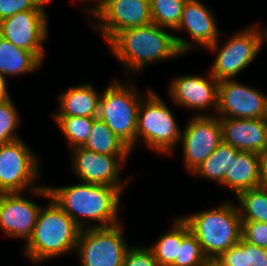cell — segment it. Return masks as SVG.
Returning a JSON list of instances; mask_svg holds the SVG:
<instances>
[{
  "mask_svg": "<svg viewBox=\"0 0 267 266\" xmlns=\"http://www.w3.org/2000/svg\"><path fill=\"white\" fill-rule=\"evenodd\" d=\"M42 62L30 51L19 48L0 35V74L19 75L33 72Z\"/></svg>",
  "mask_w": 267,
  "mask_h": 266,
  "instance_id": "21",
  "label": "cell"
},
{
  "mask_svg": "<svg viewBox=\"0 0 267 266\" xmlns=\"http://www.w3.org/2000/svg\"><path fill=\"white\" fill-rule=\"evenodd\" d=\"M204 266H218L214 261H209L207 264Z\"/></svg>",
  "mask_w": 267,
  "mask_h": 266,
  "instance_id": "38",
  "label": "cell"
},
{
  "mask_svg": "<svg viewBox=\"0 0 267 266\" xmlns=\"http://www.w3.org/2000/svg\"><path fill=\"white\" fill-rule=\"evenodd\" d=\"M216 26L215 18L208 7L199 0H187L176 30L186 29L196 44L205 49L218 50L219 30Z\"/></svg>",
  "mask_w": 267,
  "mask_h": 266,
  "instance_id": "18",
  "label": "cell"
},
{
  "mask_svg": "<svg viewBox=\"0 0 267 266\" xmlns=\"http://www.w3.org/2000/svg\"><path fill=\"white\" fill-rule=\"evenodd\" d=\"M242 238L253 245L267 249V223L242 221Z\"/></svg>",
  "mask_w": 267,
  "mask_h": 266,
  "instance_id": "31",
  "label": "cell"
},
{
  "mask_svg": "<svg viewBox=\"0 0 267 266\" xmlns=\"http://www.w3.org/2000/svg\"><path fill=\"white\" fill-rule=\"evenodd\" d=\"M55 121L63 131L70 146H83L93 126L94 117L54 116Z\"/></svg>",
  "mask_w": 267,
  "mask_h": 266,
  "instance_id": "28",
  "label": "cell"
},
{
  "mask_svg": "<svg viewBox=\"0 0 267 266\" xmlns=\"http://www.w3.org/2000/svg\"><path fill=\"white\" fill-rule=\"evenodd\" d=\"M21 194L0 193V227L8 236L23 238L27 242L41 208Z\"/></svg>",
  "mask_w": 267,
  "mask_h": 266,
  "instance_id": "15",
  "label": "cell"
},
{
  "mask_svg": "<svg viewBox=\"0 0 267 266\" xmlns=\"http://www.w3.org/2000/svg\"><path fill=\"white\" fill-rule=\"evenodd\" d=\"M138 93L134 85L114 81L99 101L98 117L130 150L136 146L138 109L142 100Z\"/></svg>",
  "mask_w": 267,
  "mask_h": 266,
  "instance_id": "5",
  "label": "cell"
},
{
  "mask_svg": "<svg viewBox=\"0 0 267 266\" xmlns=\"http://www.w3.org/2000/svg\"><path fill=\"white\" fill-rule=\"evenodd\" d=\"M30 189L34 195L47 196L51 201L47 208L39 211L25 254L39 263L75 251L81 228L50 198L47 186Z\"/></svg>",
  "mask_w": 267,
  "mask_h": 266,
  "instance_id": "2",
  "label": "cell"
},
{
  "mask_svg": "<svg viewBox=\"0 0 267 266\" xmlns=\"http://www.w3.org/2000/svg\"><path fill=\"white\" fill-rule=\"evenodd\" d=\"M173 226L150 248L158 266H171L175 259H178V245H181L180 217L175 220Z\"/></svg>",
  "mask_w": 267,
  "mask_h": 266,
  "instance_id": "26",
  "label": "cell"
},
{
  "mask_svg": "<svg viewBox=\"0 0 267 266\" xmlns=\"http://www.w3.org/2000/svg\"><path fill=\"white\" fill-rule=\"evenodd\" d=\"M262 33V39L267 40V29L264 31V32H261Z\"/></svg>",
  "mask_w": 267,
  "mask_h": 266,
  "instance_id": "39",
  "label": "cell"
},
{
  "mask_svg": "<svg viewBox=\"0 0 267 266\" xmlns=\"http://www.w3.org/2000/svg\"><path fill=\"white\" fill-rule=\"evenodd\" d=\"M90 15L107 43L123 29L152 23L150 0H102Z\"/></svg>",
  "mask_w": 267,
  "mask_h": 266,
  "instance_id": "8",
  "label": "cell"
},
{
  "mask_svg": "<svg viewBox=\"0 0 267 266\" xmlns=\"http://www.w3.org/2000/svg\"><path fill=\"white\" fill-rule=\"evenodd\" d=\"M82 147L108 155H129L131 152L99 117L94 118L90 135Z\"/></svg>",
  "mask_w": 267,
  "mask_h": 266,
  "instance_id": "22",
  "label": "cell"
},
{
  "mask_svg": "<svg viewBox=\"0 0 267 266\" xmlns=\"http://www.w3.org/2000/svg\"><path fill=\"white\" fill-rule=\"evenodd\" d=\"M146 98L138 109L136 143L141 138L159 153H172L181 138L175 116L155 92L149 90Z\"/></svg>",
  "mask_w": 267,
  "mask_h": 266,
  "instance_id": "6",
  "label": "cell"
},
{
  "mask_svg": "<svg viewBox=\"0 0 267 266\" xmlns=\"http://www.w3.org/2000/svg\"><path fill=\"white\" fill-rule=\"evenodd\" d=\"M73 152L72 167L82 182L113 186L122 192L125 183L119 181V167L128 155L100 154L82 146L73 148Z\"/></svg>",
  "mask_w": 267,
  "mask_h": 266,
  "instance_id": "14",
  "label": "cell"
},
{
  "mask_svg": "<svg viewBox=\"0 0 267 266\" xmlns=\"http://www.w3.org/2000/svg\"><path fill=\"white\" fill-rule=\"evenodd\" d=\"M237 199L242 221L267 223V189L260 186L240 192Z\"/></svg>",
  "mask_w": 267,
  "mask_h": 266,
  "instance_id": "24",
  "label": "cell"
},
{
  "mask_svg": "<svg viewBox=\"0 0 267 266\" xmlns=\"http://www.w3.org/2000/svg\"><path fill=\"white\" fill-rule=\"evenodd\" d=\"M101 95L91 84L78 85L60 95V112L54 116L98 117Z\"/></svg>",
  "mask_w": 267,
  "mask_h": 266,
  "instance_id": "20",
  "label": "cell"
},
{
  "mask_svg": "<svg viewBox=\"0 0 267 266\" xmlns=\"http://www.w3.org/2000/svg\"><path fill=\"white\" fill-rule=\"evenodd\" d=\"M185 168L193 172L221 143L219 118L196 114L181 132Z\"/></svg>",
  "mask_w": 267,
  "mask_h": 266,
  "instance_id": "12",
  "label": "cell"
},
{
  "mask_svg": "<svg viewBox=\"0 0 267 266\" xmlns=\"http://www.w3.org/2000/svg\"><path fill=\"white\" fill-rule=\"evenodd\" d=\"M123 266H158L154 255L149 248L129 247L126 251Z\"/></svg>",
  "mask_w": 267,
  "mask_h": 266,
  "instance_id": "33",
  "label": "cell"
},
{
  "mask_svg": "<svg viewBox=\"0 0 267 266\" xmlns=\"http://www.w3.org/2000/svg\"><path fill=\"white\" fill-rule=\"evenodd\" d=\"M48 190L50 198L81 229L85 228L82 216L100 222V225L93 227H108L120 223L117 217L121 192L113 186L82 182L60 188L48 187Z\"/></svg>",
  "mask_w": 267,
  "mask_h": 266,
  "instance_id": "3",
  "label": "cell"
},
{
  "mask_svg": "<svg viewBox=\"0 0 267 266\" xmlns=\"http://www.w3.org/2000/svg\"><path fill=\"white\" fill-rule=\"evenodd\" d=\"M214 262L218 266H247L246 241L241 240L223 252Z\"/></svg>",
  "mask_w": 267,
  "mask_h": 266,
  "instance_id": "32",
  "label": "cell"
},
{
  "mask_svg": "<svg viewBox=\"0 0 267 266\" xmlns=\"http://www.w3.org/2000/svg\"><path fill=\"white\" fill-rule=\"evenodd\" d=\"M209 76V79L195 75L175 78L170 85L175 104L200 111L213 105L217 110L219 82L210 73Z\"/></svg>",
  "mask_w": 267,
  "mask_h": 266,
  "instance_id": "16",
  "label": "cell"
},
{
  "mask_svg": "<svg viewBox=\"0 0 267 266\" xmlns=\"http://www.w3.org/2000/svg\"><path fill=\"white\" fill-rule=\"evenodd\" d=\"M182 218L197 237L209 261L216 260L242 238L239 208L232 203L226 202L211 210Z\"/></svg>",
  "mask_w": 267,
  "mask_h": 266,
  "instance_id": "4",
  "label": "cell"
},
{
  "mask_svg": "<svg viewBox=\"0 0 267 266\" xmlns=\"http://www.w3.org/2000/svg\"><path fill=\"white\" fill-rule=\"evenodd\" d=\"M240 151L222 142L192 173L222 185L226 171Z\"/></svg>",
  "mask_w": 267,
  "mask_h": 266,
  "instance_id": "23",
  "label": "cell"
},
{
  "mask_svg": "<svg viewBox=\"0 0 267 266\" xmlns=\"http://www.w3.org/2000/svg\"><path fill=\"white\" fill-rule=\"evenodd\" d=\"M9 97L0 101V145L20 139L15 133L19 123L16 107Z\"/></svg>",
  "mask_w": 267,
  "mask_h": 266,
  "instance_id": "29",
  "label": "cell"
},
{
  "mask_svg": "<svg viewBox=\"0 0 267 266\" xmlns=\"http://www.w3.org/2000/svg\"><path fill=\"white\" fill-rule=\"evenodd\" d=\"M259 186L267 189V147L260 154Z\"/></svg>",
  "mask_w": 267,
  "mask_h": 266,
  "instance_id": "35",
  "label": "cell"
},
{
  "mask_svg": "<svg viewBox=\"0 0 267 266\" xmlns=\"http://www.w3.org/2000/svg\"><path fill=\"white\" fill-rule=\"evenodd\" d=\"M260 155L240 151L226 171L222 185L231 188L235 197L242 191L259 186Z\"/></svg>",
  "mask_w": 267,
  "mask_h": 266,
  "instance_id": "19",
  "label": "cell"
},
{
  "mask_svg": "<svg viewBox=\"0 0 267 266\" xmlns=\"http://www.w3.org/2000/svg\"><path fill=\"white\" fill-rule=\"evenodd\" d=\"M6 78L3 77L1 74H0V101L4 100V99H7L9 98V94L7 92V86H6Z\"/></svg>",
  "mask_w": 267,
  "mask_h": 266,
  "instance_id": "36",
  "label": "cell"
},
{
  "mask_svg": "<svg viewBox=\"0 0 267 266\" xmlns=\"http://www.w3.org/2000/svg\"><path fill=\"white\" fill-rule=\"evenodd\" d=\"M38 159L23 140L0 145V193L23 192L39 177Z\"/></svg>",
  "mask_w": 267,
  "mask_h": 266,
  "instance_id": "9",
  "label": "cell"
},
{
  "mask_svg": "<svg viewBox=\"0 0 267 266\" xmlns=\"http://www.w3.org/2000/svg\"><path fill=\"white\" fill-rule=\"evenodd\" d=\"M44 10H26L0 21V35L15 46L32 52L41 62L45 56L42 42L47 38Z\"/></svg>",
  "mask_w": 267,
  "mask_h": 266,
  "instance_id": "13",
  "label": "cell"
},
{
  "mask_svg": "<svg viewBox=\"0 0 267 266\" xmlns=\"http://www.w3.org/2000/svg\"><path fill=\"white\" fill-rule=\"evenodd\" d=\"M216 112L218 118L267 119V96L233 79L222 80Z\"/></svg>",
  "mask_w": 267,
  "mask_h": 266,
  "instance_id": "11",
  "label": "cell"
},
{
  "mask_svg": "<svg viewBox=\"0 0 267 266\" xmlns=\"http://www.w3.org/2000/svg\"><path fill=\"white\" fill-rule=\"evenodd\" d=\"M208 262L197 237L181 218V245H178V259L171 266H204Z\"/></svg>",
  "mask_w": 267,
  "mask_h": 266,
  "instance_id": "25",
  "label": "cell"
},
{
  "mask_svg": "<svg viewBox=\"0 0 267 266\" xmlns=\"http://www.w3.org/2000/svg\"><path fill=\"white\" fill-rule=\"evenodd\" d=\"M222 142L239 151L260 154L267 147V119L219 118Z\"/></svg>",
  "mask_w": 267,
  "mask_h": 266,
  "instance_id": "17",
  "label": "cell"
},
{
  "mask_svg": "<svg viewBox=\"0 0 267 266\" xmlns=\"http://www.w3.org/2000/svg\"><path fill=\"white\" fill-rule=\"evenodd\" d=\"M51 0H0V21L26 10H43Z\"/></svg>",
  "mask_w": 267,
  "mask_h": 266,
  "instance_id": "30",
  "label": "cell"
},
{
  "mask_svg": "<svg viewBox=\"0 0 267 266\" xmlns=\"http://www.w3.org/2000/svg\"><path fill=\"white\" fill-rule=\"evenodd\" d=\"M187 0H150L152 23L164 29H177Z\"/></svg>",
  "mask_w": 267,
  "mask_h": 266,
  "instance_id": "27",
  "label": "cell"
},
{
  "mask_svg": "<svg viewBox=\"0 0 267 266\" xmlns=\"http://www.w3.org/2000/svg\"><path fill=\"white\" fill-rule=\"evenodd\" d=\"M247 266H267V249L246 241Z\"/></svg>",
  "mask_w": 267,
  "mask_h": 266,
  "instance_id": "34",
  "label": "cell"
},
{
  "mask_svg": "<svg viewBox=\"0 0 267 266\" xmlns=\"http://www.w3.org/2000/svg\"><path fill=\"white\" fill-rule=\"evenodd\" d=\"M119 224L81 229L76 251L82 266H123L129 246Z\"/></svg>",
  "mask_w": 267,
  "mask_h": 266,
  "instance_id": "7",
  "label": "cell"
},
{
  "mask_svg": "<svg viewBox=\"0 0 267 266\" xmlns=\"http://www.w3.org/2000/svg\"><path fill=\"white\" fill-rule=\"evenodd\" d=\"M108 44L129 73H137L136 70H142L147 63L177 57L194 48V44L192 47L155 23L123 29Z\"/></svg>",
  "mask_w": 267,
  "mask_h": 266,
  "instance_id": "1",
  "label": "cell"
},
{
  "mask_svg": "<svg viewBox=\"0 0 267 266\" xmlns=\"http://www.w3.org/2000/svg\"><path fill=\"white\" fill-rule=\"evenodd\" d=\"M258 26H251L243 32L231 37L218 50L210 74L219 82L232 79L244 70L256 57L264 42L262 30Z\"/></svg>",
  "mask_w": 267,
  "mask_h": 266,
  "instance_id": "10",
  "label": "cell"
},
{
  "mask_svg": "<svg viewBox=\"0 0 267 266\" xmlns=\"http://www.w3.org/2000/svg\"><path fill=\"white\" fill-rule=\"evenodd\" d=\"M96 1H97L96 5L93 8L86 9L88 13L91 12L102 0H96Z\"/></svg>",
  "mask_w": 267,
  "mask_h": 266,
  "instance_id": "37",
  "label": "cell"
}]
</instances>
